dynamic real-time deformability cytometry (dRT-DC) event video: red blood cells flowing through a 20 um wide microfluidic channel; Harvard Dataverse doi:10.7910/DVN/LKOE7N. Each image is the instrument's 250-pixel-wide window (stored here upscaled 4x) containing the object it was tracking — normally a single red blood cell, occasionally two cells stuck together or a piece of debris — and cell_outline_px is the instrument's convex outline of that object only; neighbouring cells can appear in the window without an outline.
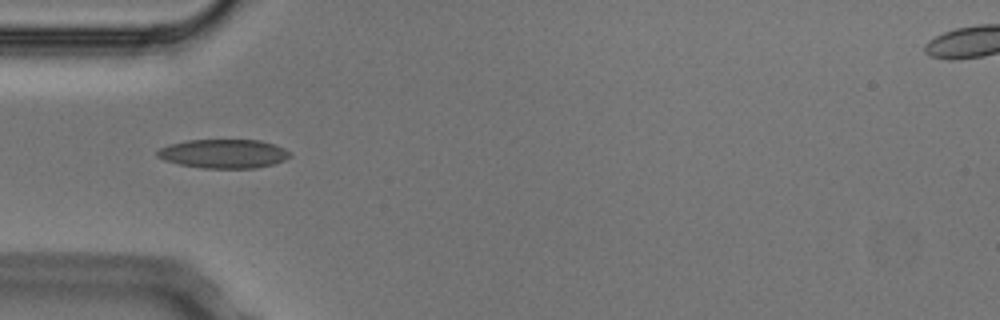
{"species": "Egyptian fruit bat (a non-hibernating species)", "species_latin": "Rousettus aegyptiacus", "temperature_condition": "cold", "stored_images_in_passage": 1, "camera_frame_rate_fps": 3000, "um_per_image_px": 0.085, "animal": {"sex": "male"}, "frame": {"image": 1, "passage_image": 1, "time_ms": 0.0, "image_size_px": [1000, 320], "cell_outline_px": [[292, 156], [284, 160], [272, 164], [256, 168], [204, 168], [180, 164], [164, 160], [156, 156], [156, 152], [160, 148], [168, 144], [188, 140], [260, 140], [284, 148]], "centroid_in_image_um": [18.98, 13.06], "position_along_channel_um": 66.0, "area_um2": 22.25}}